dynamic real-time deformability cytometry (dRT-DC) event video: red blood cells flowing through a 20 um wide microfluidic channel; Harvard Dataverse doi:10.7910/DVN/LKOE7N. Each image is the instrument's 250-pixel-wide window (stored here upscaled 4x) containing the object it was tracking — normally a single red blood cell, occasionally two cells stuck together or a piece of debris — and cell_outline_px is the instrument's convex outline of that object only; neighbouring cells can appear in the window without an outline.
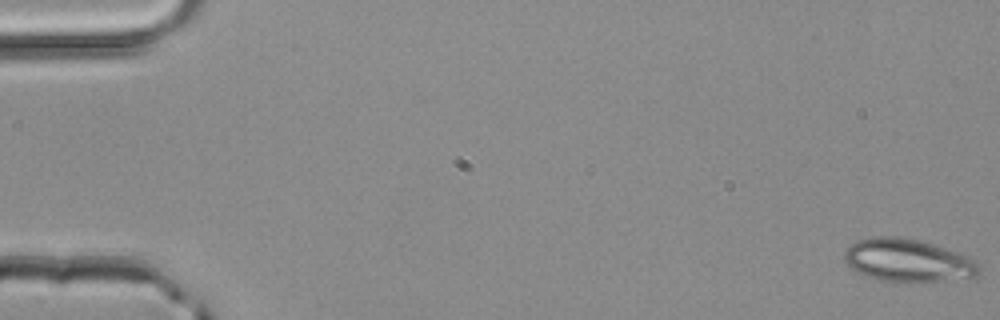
{"species": "common noctule bat (a hibernating species)", "species_latin": "Nyctalus noctula", "temperature_condition": "room temperature", "stored_images_in_passage": 11, "camera_frame_rate_fps": 3000, "um_per_image_px": 0.085, "animal": {"sex": "male", "body_mass_g": 20.4}, "frame": {"image": 1, "passage_image": 1, "time_ms": 0.0, "image_size_px": [1000, 320], "cell_outline_px": [[980, 272], [976, 276], [924, 284], [896, 284], [864, 276], [852, 268], [844, 260], [844, 252], [856, 240], [868, 236], [896, 236], [920, 240], [968, 256], [976, 260], [980, 264]], "centroid_in_image_um": [77.17, 22.18], "position_along_channel_um": 7.8, "area_um2": 34.68}}